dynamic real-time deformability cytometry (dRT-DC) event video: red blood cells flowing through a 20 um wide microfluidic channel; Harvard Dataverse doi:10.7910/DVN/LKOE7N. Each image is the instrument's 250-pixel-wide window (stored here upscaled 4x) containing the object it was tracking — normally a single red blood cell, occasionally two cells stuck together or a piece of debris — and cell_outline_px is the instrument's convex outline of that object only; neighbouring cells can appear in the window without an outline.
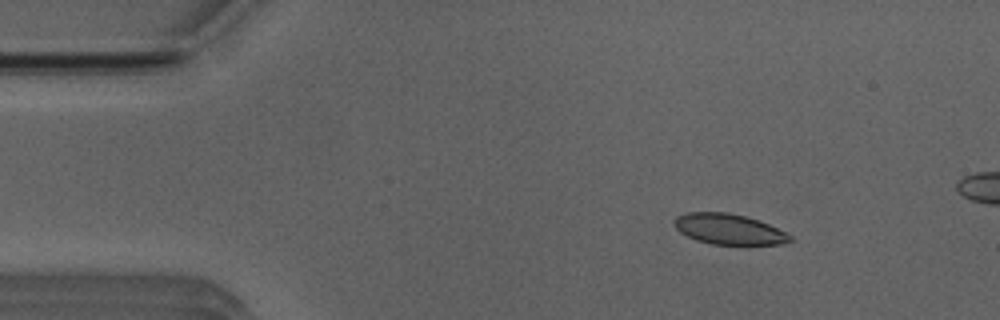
{"species": "Egyptian fruit bat (a non-hibernating species)", "species_latin": "Rousettus aegyptiacus", "temperature_condition": "room temperature", "stored_images_in_passage": 9, "camera_frame_rate_fps": 3000, "um_per_image_px": 0.085, "animal": {"sex": "male"}, "frame": {"image": 1, "passage_image": 1, "time_ms": 0.0, "image_size_px": [1000, 320], "cell_outline_px": [[792, 240], [784, 244], [712, 244], [696, 240], [680, 232], [676, 228], [672, 220], [676, 216], [688, 212], [728, 212], [744, 216], [768, 224], [792, 236]], "centroid_in_image_um": [61.91, 19.47], "position_along_channel_um": 23.1, "area_um2": 20.4}}